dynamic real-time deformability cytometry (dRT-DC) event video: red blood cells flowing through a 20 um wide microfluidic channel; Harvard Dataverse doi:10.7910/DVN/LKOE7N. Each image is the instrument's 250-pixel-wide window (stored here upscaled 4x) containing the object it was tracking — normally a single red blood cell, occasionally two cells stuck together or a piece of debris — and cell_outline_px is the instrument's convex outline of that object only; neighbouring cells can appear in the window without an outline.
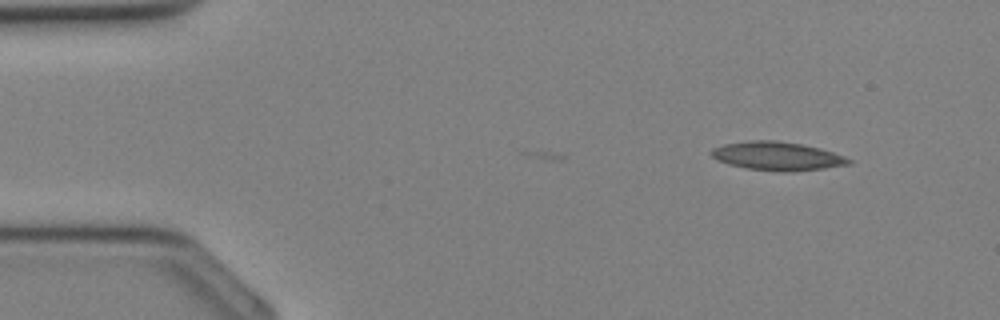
{"species": "Egyptian fruit bat (a non-hibernating species)", "species_latin": "Rousettus aegyptiacus", "temperature_condition": "cold", "stored_images_in_passage": 6, "camera_frame_rate_fps": 3000, "um_per_image_px": 0.085, "animal": {"sex": "female"}, "frame": {"image": 1, "passage_image": 6, "time_ms": 1.667, "image_size_px": [1000, 320], "cell_outline_px": [[852, 164], [824, 168], [792, 172], [784, 172], [744, 168], [728, 164], [716, 160], [708, 152], [712, 148], [724, 144], [752, 140], [776, 140], [800, 144], [820, 148], [844, 156], [852, 160]], "centroid_in_image_um": [66.04, 13.27], "position_along_channel_um": 19.0, "area_um2": 23.0}}